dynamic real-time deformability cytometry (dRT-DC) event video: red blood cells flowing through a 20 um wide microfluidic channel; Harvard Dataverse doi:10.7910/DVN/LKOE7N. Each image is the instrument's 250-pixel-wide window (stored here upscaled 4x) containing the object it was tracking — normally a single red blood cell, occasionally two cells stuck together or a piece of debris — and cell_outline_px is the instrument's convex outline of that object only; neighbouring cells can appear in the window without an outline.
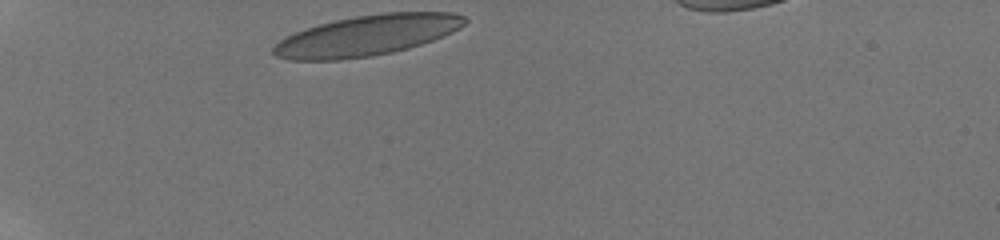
{"species": "human", "species_latin": "Homo sapiens", "temperature_condition": "room temperature", "stored_images_in_passage": 10, "camera_frame_rate_fps": 3000, "um_per_image_px": 0.085, "donor": {"sex": "male"}, "frame": {"image": 1, "passage_image": 1, "time_ms": 0.0, "image_size_px": [1000, 240], "cell_outline_px": [[468, 20], [460, 28], [444, 36], [408, 48], [392, 52], [372, 56], [340, 60], [288, 60], [276, 56], [272, 52], [272, 48], [280, 40], [296, 32], [320, 24], [336, 20], [356, 16], [384, 12], [452, 12], [464, 16]], "centroid_in_image_um": [31.21, 3.02], "position_along_channel_um": 53.8, "area_um2": 44.97}}
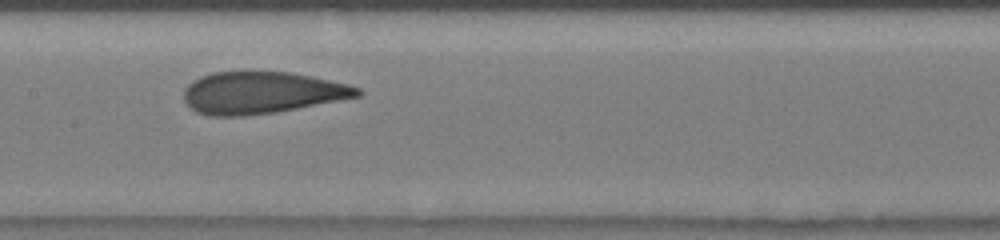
{"frame": {"image": 2, "passage_image": 5, "time_ms": 4.333, "image_size_px": [1000, 240], "cell_outline_px": [[364, 92], [360, 96], [276, 112], [244, 116], [208, 116], [196, 112], [184, 100], [184, 88], [192, 80], [200, 76], [212, 72], [244, 68], [292, 72], [348, 84], [360, 88]], "centroid_in_image_um": [22.2, 7.83], "position_along_channel_um": 185.2, "area_um2": 43.58}}
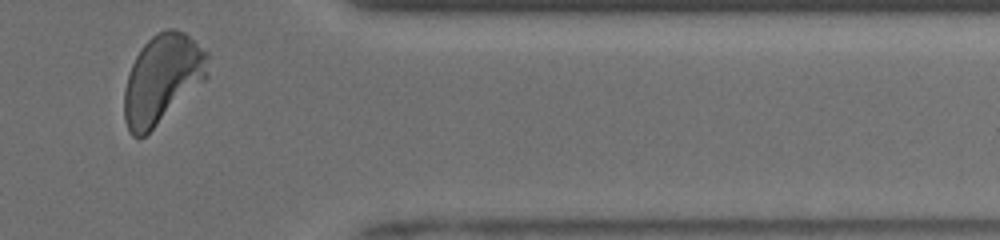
{"frame": {"image": 3, "passage_image": 10, "time_ms": 10.0, "image_size_px": [1000, 240], "cell_outline_px": [[208, 76], [204, 80], [144, 136], [132, 136], [128, 132], [124, 120], [124, 88], [128, 72], [140, 48], [156, 32], [164, 28], [176, 28], [184, 32], [208, 52]], "centroid_in_image_um": [13.77, 6.67], "position_along_channel_um": 397.6, "area_um2": 43.06}, "authors_computed_cell_mechanics": {"area_um2": 42.5986, "velocity_mm_per_s": 3.9153, "shape_relaxation_time_tau1_ms": 2.4538, "shape_relaxation_time_tau2_ms": 0.0044, "deformation_change_tau1": 0.1395, "deformation_change_tau2": 0.0597}}